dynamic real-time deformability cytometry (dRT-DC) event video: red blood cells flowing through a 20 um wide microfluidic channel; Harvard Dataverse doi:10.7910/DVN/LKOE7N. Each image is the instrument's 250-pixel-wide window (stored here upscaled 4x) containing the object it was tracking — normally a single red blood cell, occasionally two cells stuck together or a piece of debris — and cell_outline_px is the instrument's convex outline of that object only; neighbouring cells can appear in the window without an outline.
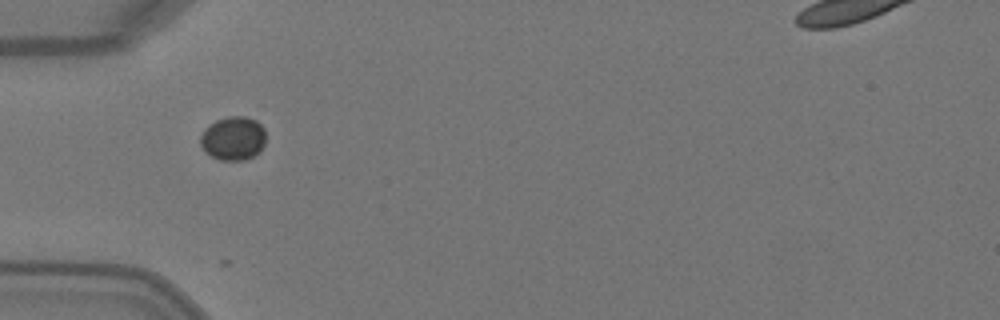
{"species": "Egyptian fruit bat (a non-hibernating species)", "species_latin": "Rousettus aegyptiacus", "temperature_condition": "warm", "stored_images_in_passage": 2, "camera_frame_rate_fps": 3000, "um_per_image_px": 0.085, "animal": {"sex": "female"}, "frame": {"image": 1, "passage_image": 1, "time_ms": 0.0, "image_size_px": [1000, 320], "cell_outline_px": [[264, 144], [260, 152], [244, 160], [220, 160], [204, 152], [200, 144], [200, 136], [204, 128], [208, 124], [216, 120], [228, 116], [244, 116], [256, 120], [264, 128]], "centroid_in_image_um": [19.79, 11.75], "position_along_channel_um": 65.2, "area_um2": 16.82}}